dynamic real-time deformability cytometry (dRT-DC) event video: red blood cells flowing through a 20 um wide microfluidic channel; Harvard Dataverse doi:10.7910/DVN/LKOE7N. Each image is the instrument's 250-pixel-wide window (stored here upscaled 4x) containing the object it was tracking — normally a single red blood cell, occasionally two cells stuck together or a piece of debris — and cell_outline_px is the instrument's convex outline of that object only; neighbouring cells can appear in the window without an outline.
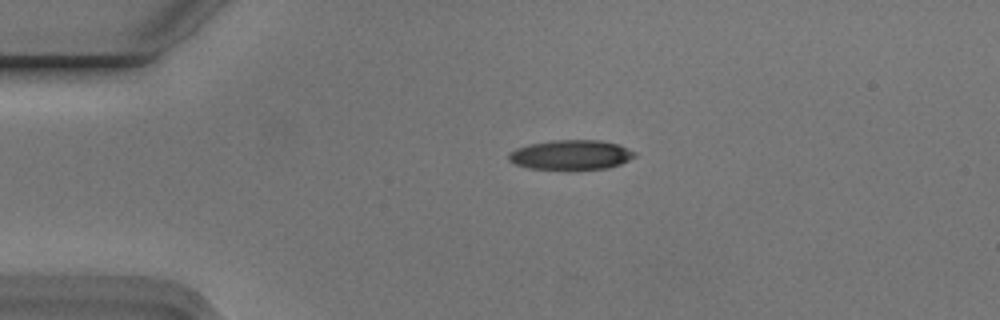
{"species": "Egyptian fruit bat (a non-hibernating species)", "species_latin": "Rousettus aegyptiacus", "temperature_condition": "cold", "stored_images_in_passage": 2, "camera_frame_rate_fps": 3000, "um_per_image_px": 0.085, "animal": {"sex": "male"}, "frame": {"image": 1, "passage_image": 1, "time_ms": 0.0, "image_size_px": [1000, 320], "cell_outline_px": [[636, 156], [620, 164], [608, 168], [576, 172], [568, 172], [528, 168], [512, 164], [508, 160], [508, 152], [516, 148], [528, 144], [552, 140], [600, 140], [620, 144], [636, 152]], "centroid_in_image_um": [48.5, 13.21], "position_along_channel_um": 36.5, "area_um2": 23.0}}